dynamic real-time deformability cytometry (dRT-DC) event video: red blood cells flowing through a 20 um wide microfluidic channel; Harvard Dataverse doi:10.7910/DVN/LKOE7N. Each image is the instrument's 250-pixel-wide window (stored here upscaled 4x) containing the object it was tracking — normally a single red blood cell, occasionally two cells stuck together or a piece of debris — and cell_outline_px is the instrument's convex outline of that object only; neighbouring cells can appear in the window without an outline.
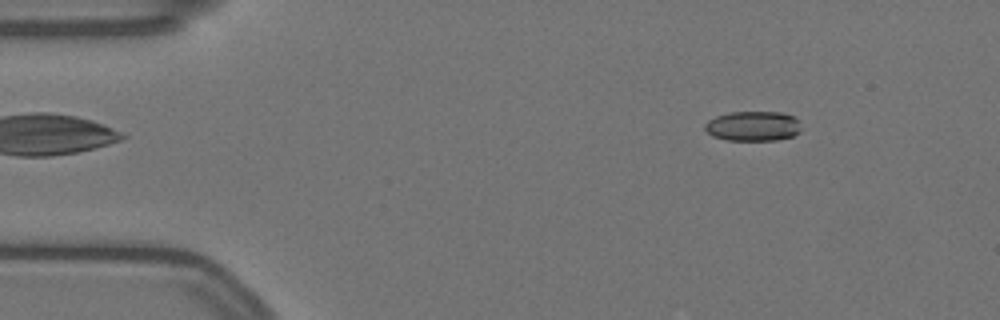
{"species": "Egyptian fruit bat (a non-hibernating species)", "species_latin": "Rousettus aegyptiacus", "temperature_condition": "warm", "stored_images_in_passage": 57, "camera_frame_rate_fps": 3000, "um_per_image_px": 0.085, "animal": {"sex": "female"}, "frame": {"image": 1, "passage_image": 7, "time_ms": 2.0, "image_size_px": [1000, 320], "cell_outline_px": [[800, 132], [792, 136], [776, 140], [728, 140], [712, 136], [704, 128], [704, 124], [708, 120], [716, 116], [728, 112], [784, 112], [800, 120]], "centroid_in_image_um": [64.01, 10.71], "position_along_channel_um": 21.0, "area_um2": 16.88}}
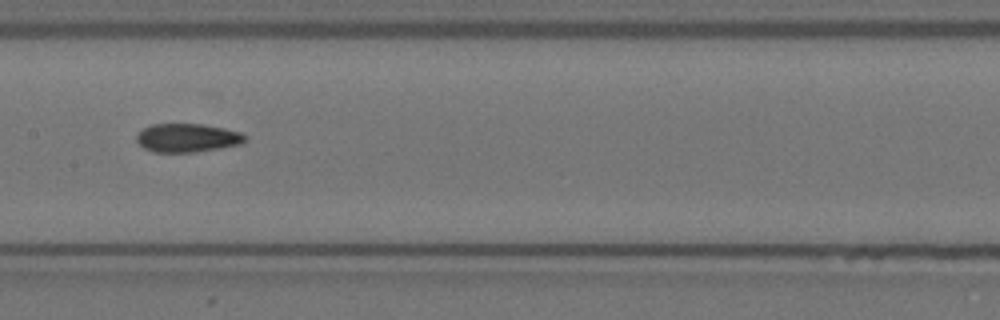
{"frame": {"image": 2, "passage_image": 28, "time_ms": 9.0, "image_size_px": [1000, 320], "cell_outline_px": [[248, 136], [240, 144], [220, 148], [196, 152], [152, 152], [144, 148], [136, 140], [136, 136], [144, 128], [152, 124], [204, 124], [224, 128], [240, 132]], "centroid_in_image_um": [15.92, 11.72], "position_along_channel_um": 191.5, "area_um2": 18.03}}
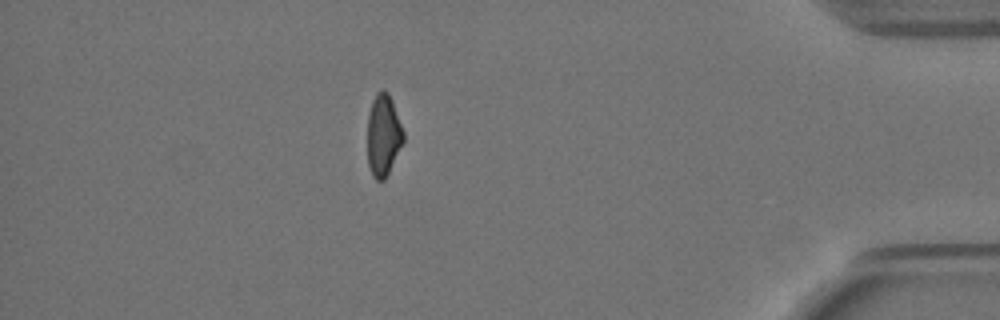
{"frame": {"image": 3, "passage_image": 50, "time_ms": 16.333, "image_size_px": [1000, 320], "cell_outline_px": [[404, 140], [384, 180], [376, 180], [372, 176], [368, 164], [368, 116], [372, 100], [376, 92], [384, 88], [388, 92], [404, 132]], "centroid_in_image_um": [32.57, 11.47], "position_along_channel_um": 402.6, "area_um2": 16.94}, "authors_computed_cell_mechanics": {"area_um2": 18.0914, "velocity_mm_per_s": 3.5199, "shape_relaxation_time_tau1_ms": null, "shape_relaxation_time_tau2_ms": 1.7788, "deformation_change_tau1": null, "deformation_change_tau2": 0.078}}